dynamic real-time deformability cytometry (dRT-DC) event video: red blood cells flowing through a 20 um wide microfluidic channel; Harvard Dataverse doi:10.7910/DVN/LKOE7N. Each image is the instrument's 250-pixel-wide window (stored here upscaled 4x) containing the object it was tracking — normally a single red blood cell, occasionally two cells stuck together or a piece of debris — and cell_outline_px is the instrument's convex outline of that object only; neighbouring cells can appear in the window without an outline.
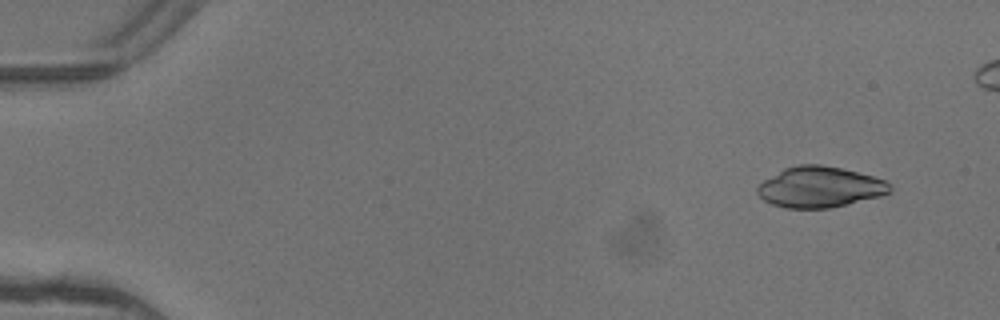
{"species": "common noctule bat (a hibernating species)", "species_latin": "Nyctalus noctula", "temperature_condition": "warm", "stored_images_in_passage": 5, "camera_frame_rate_fps": 3000, "um_per_image_px": 0.085, "animal": {"sex": "female"}, "frame": {"image": 1, "passage_image": 2, "time_ms": 0.333, "image_size_px": [1000, 320], "cell_outline_px": [[892, 192], [880, 196], [832, 208], [784, 208], [772, 204], [764, 200], [756, 192], [756, 188], [764, 180], [784, 168], [800, 164], [820, 164], [840, 168], [872, 176], [884, 180], [892, 184]], "centroid_in_image_um": [69.69, 15.91], "position_along_channel_um": 15.3, "area_um2": 31.5}}